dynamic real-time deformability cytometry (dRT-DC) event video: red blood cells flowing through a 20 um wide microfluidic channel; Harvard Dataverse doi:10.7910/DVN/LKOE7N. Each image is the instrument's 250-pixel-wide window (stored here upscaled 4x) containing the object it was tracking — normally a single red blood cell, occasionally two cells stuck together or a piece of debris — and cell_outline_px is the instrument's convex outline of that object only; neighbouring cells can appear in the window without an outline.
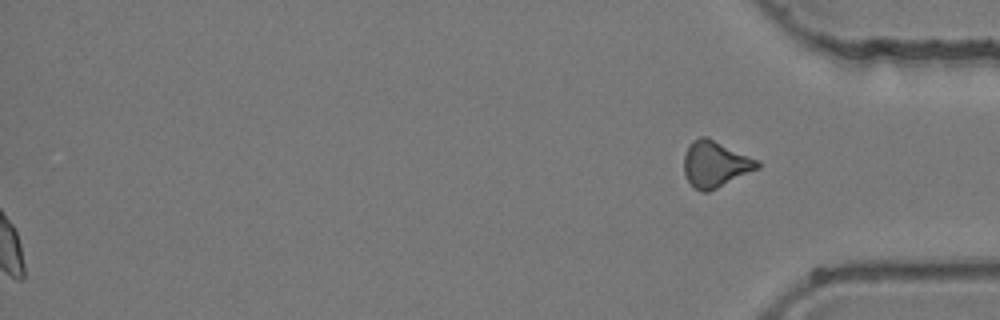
{"species": "common noctule bat (a hibernating species)", "species_latin": "Nyctalus noctula", "temperature_condition": "room temperature", "stored_images_in_passage": 47, "segment_of_instrument_passage": [2, 2], "camera_frame_rate_fps": 3000, "um_per_image_px": 0.085, "animal": {"sex": "female", "body_mass_g": 24.6, "forearm_length_mm": 56.2}, "frame": {"image": 1, "passage_image": 47, "time_ms": 15.333, "image_size_px": [1000, 320], "cell_outline_px": [[760, 168], [708, 192], [700, 192], [688, 180], [684, 172], [684, 156], [688, 144], [692, 140], [700, 136], [708, 136], [760, 160]], "centroid_in_image_um": [60.82, 13.91], "position_along_channel_um": 374.4, "area_um2": 20.06}}